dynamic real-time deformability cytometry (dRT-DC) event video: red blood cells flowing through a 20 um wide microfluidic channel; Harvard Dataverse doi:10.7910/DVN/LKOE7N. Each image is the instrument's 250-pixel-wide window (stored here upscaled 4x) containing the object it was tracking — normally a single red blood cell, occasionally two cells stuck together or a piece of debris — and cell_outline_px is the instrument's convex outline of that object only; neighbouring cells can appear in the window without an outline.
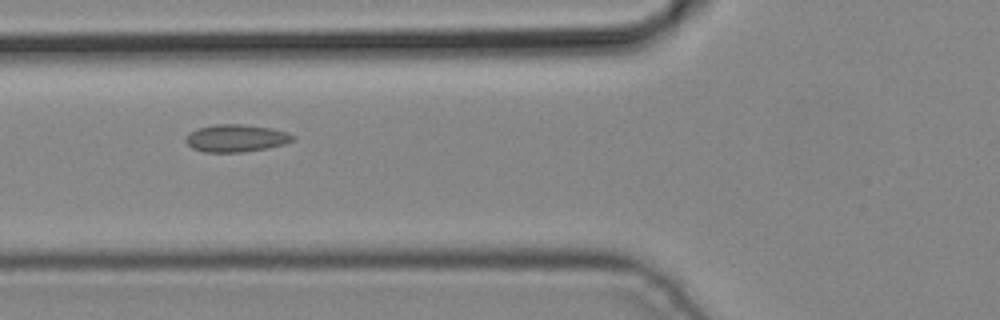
{"species": "common noctule bat (a hibernating species)", "species_latin": "Nyctalus noctula", "temperature_condition": "cold", "stored_images_in_passage": 2, "camera_frame_rate_fps": 3000, "um_per_image_px": 0.085, "animal": {"sex": "male", "body_mass_g": 19.2, "forearm_length_mm": 51.8}, "frame": {"image": 1, "passage_image": 2, "time_ms": 0.333, "image_size_px": [1000, 320], "cell_outline_px": [[296, 136], [292, 140], [284, 144], [268, 148], [244, 152], [204, 152], [192, 148], [184, 140], [188, 132], [196, 128], [216, 124], [240, 124], [272, 128], [288, 132]], "centroid_in_image_um": [20.04, 11.74], "position_along_channel_um": 105.8, "area_um2": 17.28}}